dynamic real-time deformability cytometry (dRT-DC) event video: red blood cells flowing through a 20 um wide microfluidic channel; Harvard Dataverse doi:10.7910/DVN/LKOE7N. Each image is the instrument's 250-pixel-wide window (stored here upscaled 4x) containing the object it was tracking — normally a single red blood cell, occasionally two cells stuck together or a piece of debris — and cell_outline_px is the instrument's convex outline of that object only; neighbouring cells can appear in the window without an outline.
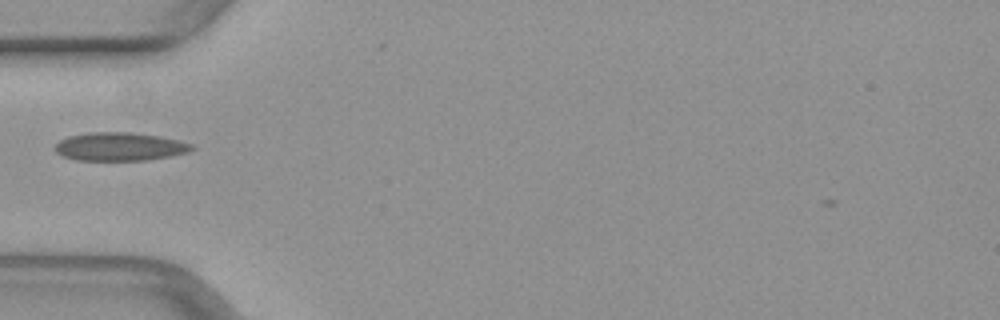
{"species": "common noctule bat (a hibernating species)", "species_latin": "Nyctalus noctula", "temperature_condition": "warm", "stored_images_in_passage": 35, "camera_frame_rate_fps": 3000, "um_per_image_px": 0.085, "animal": {"sex": "female", "body_mass_g": 29.2, "forearm_length_mm": 56.3}, "frame": {"image": 1, "passage_image": 1, "time_ms": 0.0, "image_size_px": [1000, 320], "cell_outline_px": [[196, 148], [188, 152], [172, 156], [144, 160], [76, 160], [64, 156], [56, 152], [56, 144], [60, 140], [68, 136], [92, 132], [132, 132], [160, 136], [180, 140], [192, 144]], "centroid_in_image_um": [10.23, 12.46], "position_along_channel_um": 74.8, "area_um2": 22.6}}
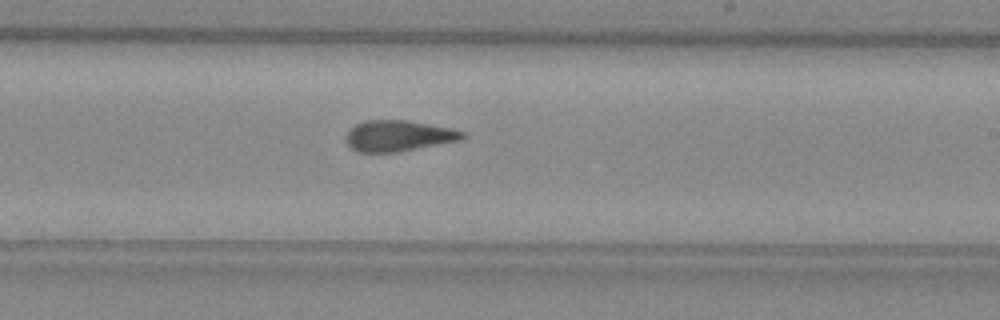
{"frame": {"image": 2, "passage_image": 14, "time_ms": 4.333, "image_size_px": [1000, 320], "cell_outline_px": [[468, 136], [460, 140], [400, 152], [356, 152], [348, 144], [344, 136], [356, 124], [364, 120], [408, 120], [448, 128], [464, 132]], "centroid_in_image_um": [33.85, 11.55], "position_along_channel_um": 255.1, "area_um2": 20.98}}
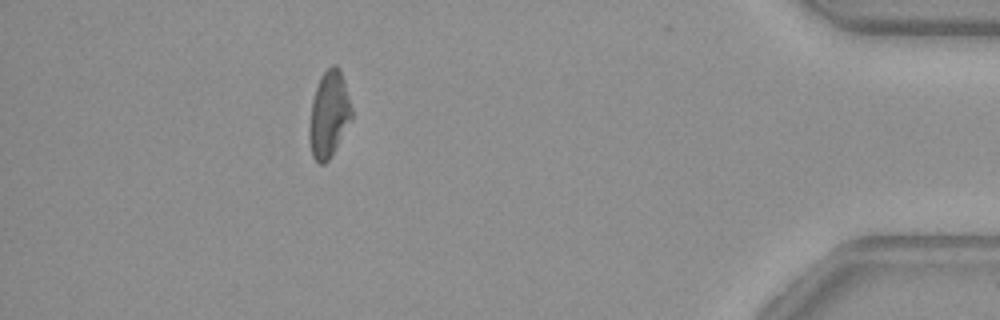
{"frame": {"image": 3, "passage_image": 29, "time_ms": 9.333, "image_size_px": [1000, 320], "cell_outline_px": [[352, 120], [328, 160], [324, 164], [320, 164], [312, 156], [308, 140], [308, 128], [312, 100], [320, 76], [332, 64], [336, 64], [340, 68], [352, 108]], "centroid_in_image_um": [27.94, 9.72], "position_along_channel_um": 407.3, "area_um2": 21.39}}